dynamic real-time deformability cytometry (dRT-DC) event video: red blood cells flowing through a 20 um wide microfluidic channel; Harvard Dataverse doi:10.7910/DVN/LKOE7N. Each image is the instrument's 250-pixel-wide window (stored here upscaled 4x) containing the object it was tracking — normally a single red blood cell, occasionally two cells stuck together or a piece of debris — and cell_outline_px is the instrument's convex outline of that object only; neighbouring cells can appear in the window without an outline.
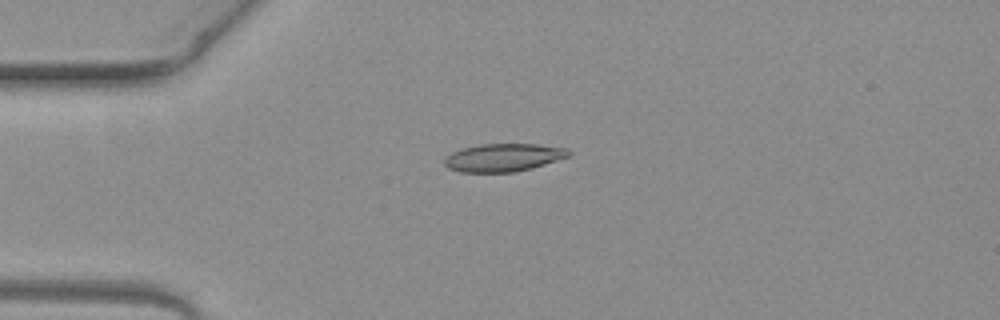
{"species": "common noctule bat (a hibernating species)", "species_latin": "Nyctalus noctula", "temperature_condition": "warm", "stored_images_in_passage": 5, "camera_frame_rate_fps": 3000, "um_per_image_px": 0.085, "animal": {"sex": "female", "body_mass_g": 19.3, "forearm_length_mm": 54.1}, "frame": {"image": 1, "passage_image": 3, "time_ms": 0.667, "image_size_px": [1000, 320], "cell_outline_px": [[572, 156], [532, 168], [516, 172], [460, 172], [448, 168], [444, 164], [444, 156], [452, 152], [464, 148], [480, 144], [536, 144], [568, 148], [572, 152]], "centroid_in_image_um": [42.82, 13.39], "position_along_channel_um": 42.2, "area_um2": 20.46}}
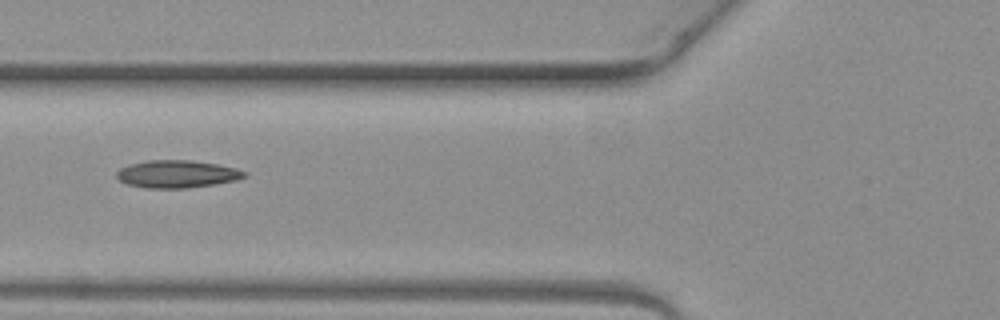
{"frame": {"image": 2, "passage_image": 5, "time_ms": 1.333, "image_size_px": [1000, 320], "cell_outline_px": [[248, 176], [236, 180], [188, 188], [148, 188], [128, 184], [120, 180], [116, 176], [116, 172], [120, 168], [128, 164], [148, 160], [192, 160], [216, 164], [236, 168], [248, 172]], "centroid_in_image_um": [15.05, 14.78], "position_along_channel_um": 110.7, "area_um2": 20.52}}